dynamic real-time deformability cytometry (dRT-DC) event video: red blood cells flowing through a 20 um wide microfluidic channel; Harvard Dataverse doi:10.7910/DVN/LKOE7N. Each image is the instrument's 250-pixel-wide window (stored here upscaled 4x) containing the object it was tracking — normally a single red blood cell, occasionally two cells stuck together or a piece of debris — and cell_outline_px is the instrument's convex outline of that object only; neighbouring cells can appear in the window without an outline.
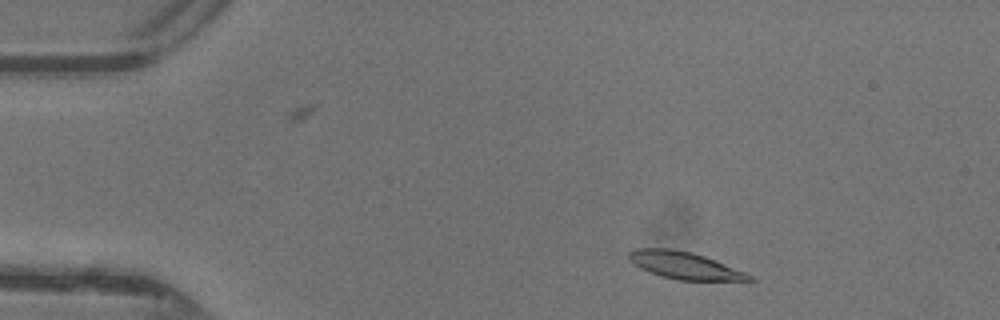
{"species": "common noctule bat (a hibernating species)", "species_latin": "Nyctalus noctula", "temperature_condition": "warm", "stored_images_in_passage": 44, "camera_frame_rate_fps": 3000, "um_per_image_px": 0.085, "animal": {"sex": "female"}, "frame": {"image": 1, "passage_image": 4, "time_ms": 1.0, "image_size_px": [1000, 320], "cell_outline_px": [[756, 280], [676, 280], [660, 276], [648, 272], [640, 268], [628, 256], [628, 252], [636, 248], [672, 248], [692, 252], [704, 256], [744, 272], [752, 276]], "centroid_in_image_um": [58.14, 22.55], "position_along_channel_um": 26.9, "area_um2": 18.79}}
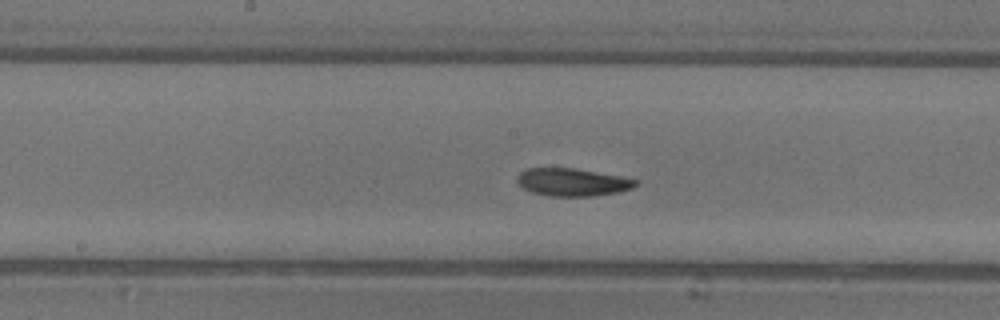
{"frame": {"image": 2, "passage_image": 21, "time_ms": 6.667, "image_size_px": [1000, 320], "cell_outline_px": [[640, 184], [632, 188], [620, 192], [592, 196], [548, 196], [532, 192], [524, 188], [516, 180], [516, 176], [520, 172], [528, 168], [576, 168], [620, 176], [636, 180]], "centroid_in_image_um": [48.66, 15.48], "position_along_channel_um": 199.5, "area_um2": 19.19}}
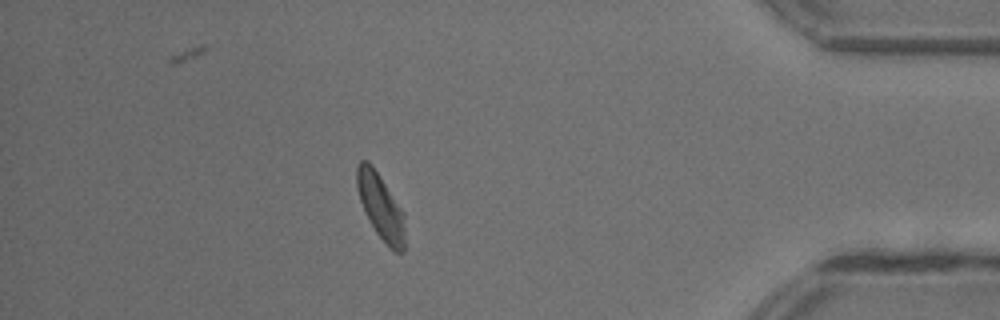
{"frame": {"image": 3, "passage_image": 38, "time_ms": 12.333, "image_size_px": [1000, 320], "cell_outline_px": [[404, 252], [396, 252], [376, 232], [360, 200], [356, 184], [356, 164], [360, 160], [368, 160], [372, 164], [404, 212]], "centroid_in_image_um": [32.35, 17.48], "position_along_channel_um": 402.9, "area_um2": 17.98}, "authors_computed_cell_mechanics": {"area_um2": 19.1318, "velocity_mm_per_s": 4.3607, "shape_relaxation_time_tau1_ms": 2.2547, "shape_relaxation_time_tau2_ms": null, "deformation_change_tau1": 0.117, "deformation_change_tau2": null}}